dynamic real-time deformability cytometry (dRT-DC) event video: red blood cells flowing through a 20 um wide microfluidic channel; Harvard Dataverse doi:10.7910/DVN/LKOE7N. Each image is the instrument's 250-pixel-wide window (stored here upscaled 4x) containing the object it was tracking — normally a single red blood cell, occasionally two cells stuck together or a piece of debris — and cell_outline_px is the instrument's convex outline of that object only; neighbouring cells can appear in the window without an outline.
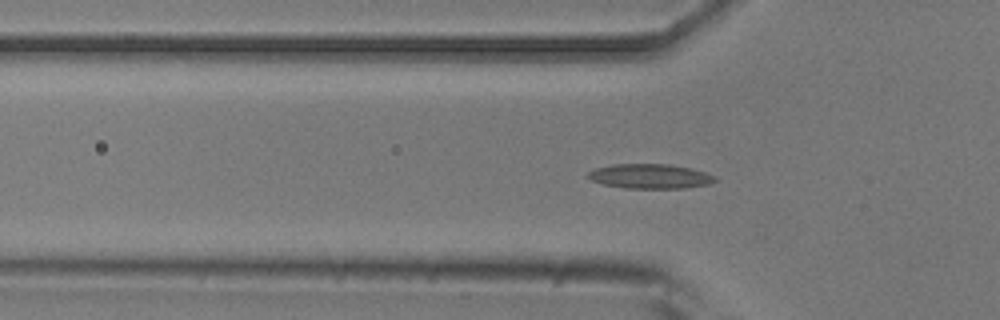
{"species": "common noctule bat (a hibernating species)", "species_latin": "Nyctalus noctula", "temperature_condition": "room temperature", "stored_images_in_passage": 53, "camera_frame_rate_fps": 3000, "um_per_image_px": 0.085, "animal": {"sex": "male", "body_mass_g": 20.5, "forearm_length_mm": 52.5}, "frame": {"image": 1, "passage_image": 17, "time_ms": 5.333, "image_size_px": [1000, 320], "cell_outline_px": [[716, 180], [708, 184], [684, 188], [624, 188], [604, 184], [592, 180], [584, 176], [588, 172], [596, 168], [612, 164], [668, 164], [692, 168], [716, 176]], "centroid_in_image_um": [55.23, 14.98], "position_along_channel_um": 70.6, "area_um2": 18.21}}
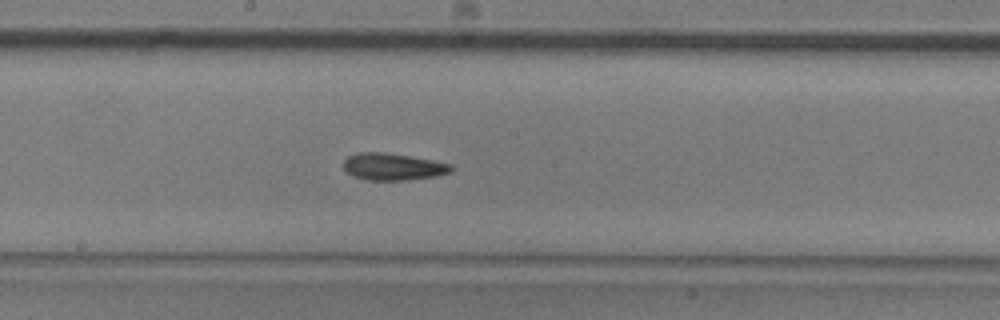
{"frame": {"image": 2, "passage_image": 28, "time_ms": 9.0, "image_size_px": [1000, 320], "cell_outline_px": [[452, 172], [436, 176], [408, 180], [368, 180], [352, 176], [344, 172], [344, 160], [348, 156], [360, 152], [384, 152], [432, 160], [452, 164]], "centroid_in_image_um": [33.38, 14.18], "position_along_channel_um": 214.8, "area_um2": 16.99}}
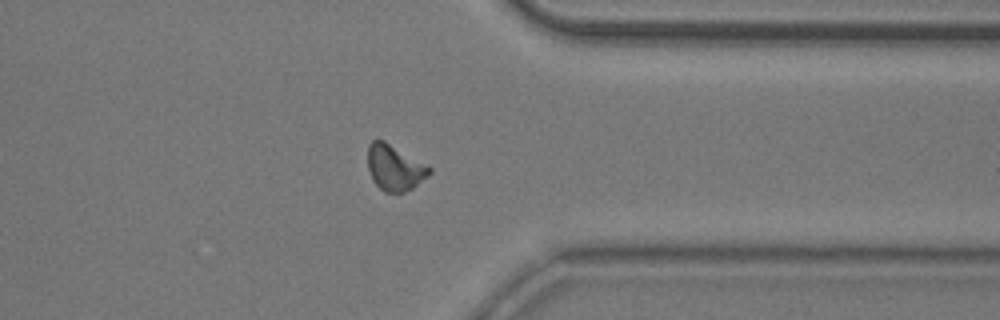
{"frame": {"image": 3, "passage_image": 41, "time_ms": 13.333, "image_size_px": [1000, 320], "cell_outline_px": [[432, 172], [428, 176], [412, 188], [404, 192], [384, 192], [372, 180], [368, 168], [368, 144], [372, 140], [384, 140], [432, 168]], "centroid_in_image_um": [33.53, 14.25], "position_along_channel_um": 377.9, "area_um2": 16.3}, "authors_computed_cell_mechanics": {"area_um2": 16.2996, "velocity_mm_per_s": 3.9155, "shape_relaxation_time_tau1_ms": 7.1104, "shape_relaxation_time_tau2_ms": 4.0456, "deformation_change_tau1": 0.1802, "deformation_change_tau2": 0.1213}}